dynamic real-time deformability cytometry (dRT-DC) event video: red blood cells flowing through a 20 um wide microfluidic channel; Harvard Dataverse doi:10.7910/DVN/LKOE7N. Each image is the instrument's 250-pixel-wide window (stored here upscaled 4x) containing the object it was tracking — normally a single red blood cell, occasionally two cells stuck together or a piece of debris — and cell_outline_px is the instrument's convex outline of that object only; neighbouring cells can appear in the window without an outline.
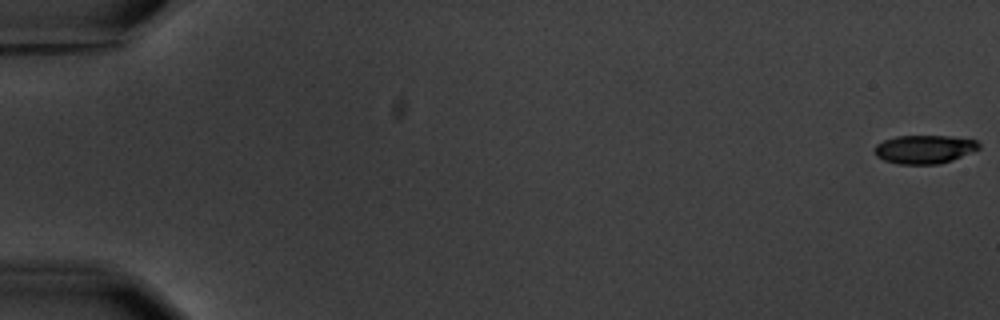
{"species": "common noctule bat (a hibernating species)", "species_latin": "Nyctalus noctula", "temperature_condition": "warm", "stored_images_in_passage": 7, "segment_of_instrument_passage": [1, 2], "camera_frame_rate_fps": 3000, "um_per_image_px": 0.085, "animal": {"sex": "male", "body_mass_g": 20.1, "forearm_length_mm": 53.5}, "frame": {"image": 1, "passage_image": 1, "time_ms": 0.0, "image_size_px": [1000, 320], "cell_outline_px": [[980, 148], [952, 160], [940, 164], [900, 164], [884, 160], [876, 156], [876, 144], [884, 140], [896, 136], [948, 136], [976, 140], [980, 144]], "centroid_in_image_um": [78.58, 12.69], "position_along_channel_um": 6.4, "area_um2": 17.17}}
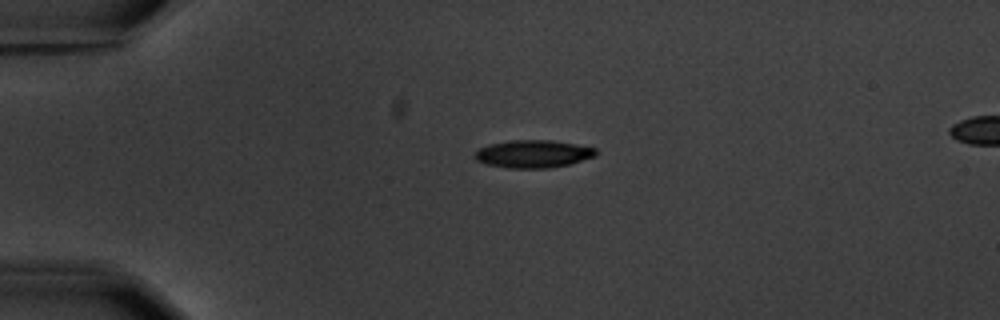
{"frame": {"image": 2, "passage_image": 5, "time_ms": 4.667, "image_size_px": [1000, 320], "cell_outline_px": [[596, 156], [568, 164], [548, 168], [508, 168], [488, 164], [476, 160], [472, 156], [480, 148], [488, 144], [512, 140], [552, 140], [576, 144], [596, 148]], "centroid_in_image_um": [45.3, 13.07], "position_along_channel_um": 39.7, "area_um2": 19.48}}